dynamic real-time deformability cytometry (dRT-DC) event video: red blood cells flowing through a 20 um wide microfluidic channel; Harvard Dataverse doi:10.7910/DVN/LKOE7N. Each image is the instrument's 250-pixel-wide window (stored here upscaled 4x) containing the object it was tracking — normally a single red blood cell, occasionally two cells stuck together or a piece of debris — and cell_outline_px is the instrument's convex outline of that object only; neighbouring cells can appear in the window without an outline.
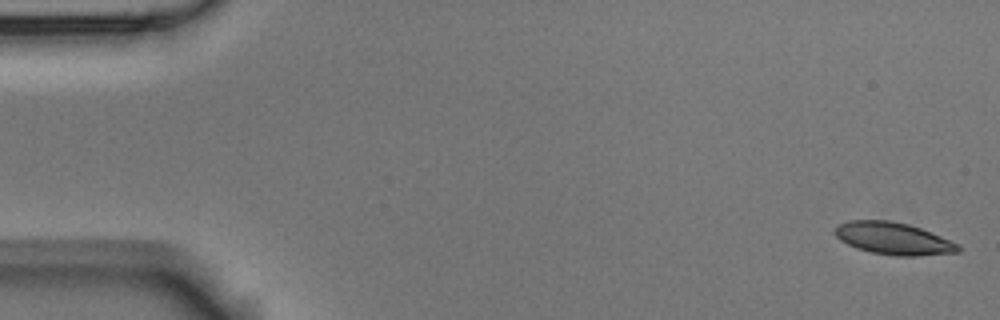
{"species": "Egyptian fruit bat (a non-hibernating species)", "species_latin": "Rousettus aegyptiacus", "temperature_condition": "room temperature", "stored_images_in_passage": 6, "segment_of_instrument_passage": [1, 2], "camera_frame_rate_fps": 3000, "um_per_image_px": 0.085, "animal": {"sex": "male"}, "frame": {"image": 1, "passage_image": 1, "time_ms": 0.0, "image_size_px": [1000, 320], "cell_outline_px": [[960, 252], [916, 256], [896, 256], [872, 252], [856, 248], [840, 240], [836, 236], [836, 224], [848, 220], [892, 220], [908, 224], [920, 228], [960, 244]], "centroid_in_image_um": [75.94, 20.27], "position_along_channel_um": 9.1, "area_um2": 23.12}}